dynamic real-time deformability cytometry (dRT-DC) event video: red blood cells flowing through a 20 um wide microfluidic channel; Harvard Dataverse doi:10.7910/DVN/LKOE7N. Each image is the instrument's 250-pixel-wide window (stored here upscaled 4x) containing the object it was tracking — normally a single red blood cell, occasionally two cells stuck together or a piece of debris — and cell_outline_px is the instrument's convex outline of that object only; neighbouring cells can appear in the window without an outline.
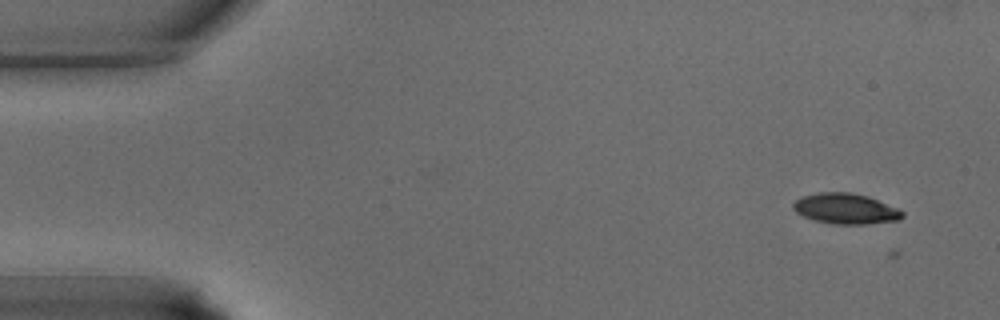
{"species": "common noctule bat (a hibernating species)", "species_latin": "Nyctalus noctula", "temperature_condition": "warm", "stored_images_in_passage": 4, "camera_frame_rate_fps": 3000, "um_per_image_px": 0.085, "animal": {"sex": "male", "body_mass_g": 15.6}, "frame": {"image": 1, "passage_image": 3, "time_ms": 0.667, "image_size_px": [1000, 320], "cell_outline_px": [[904, 216], [900, 220], [868, 224], [832, 224], [812, 220], [796, 212], [792, 208], [792, 204], [800, 196], [820, 192], [848, 192], [868, 196], [900, 208], [904, 212]], "centroid_in_image_um": [71.9, 17.74], "position_along_channel_um": 13.1, "area_um2": 19.77}}